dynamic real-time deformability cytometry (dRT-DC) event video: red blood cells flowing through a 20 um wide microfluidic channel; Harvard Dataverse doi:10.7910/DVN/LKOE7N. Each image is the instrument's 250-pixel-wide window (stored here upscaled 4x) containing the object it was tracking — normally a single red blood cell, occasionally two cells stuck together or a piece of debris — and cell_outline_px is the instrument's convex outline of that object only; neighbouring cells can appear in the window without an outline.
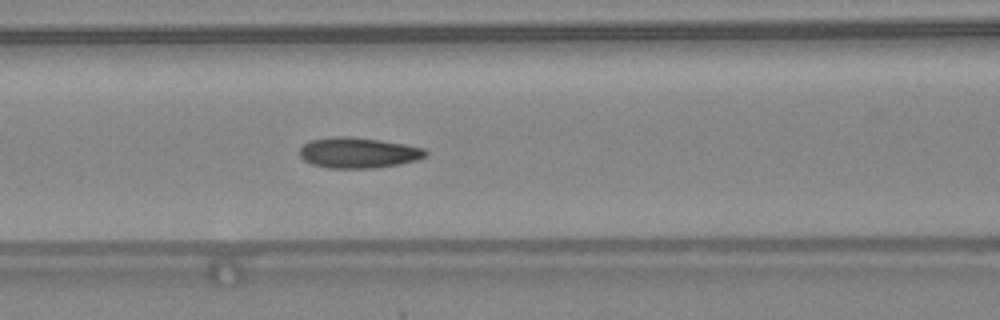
{"species": "common noctule bat (a hibernating species)", "species_latin": "Nyctalus noctula", "temperature_condition": "warm", "stored_images_in_passage": 48, "camera_frame_rate_fps": 3000, "um_per_image_px": 0.085, "animal": {"sex": "female", "body_mass_g": 24.6, "forearm_length_mm": 56.2}, "frame": {"image": 1, "passage_image": 21, "time_ms": 6.667, "image_size_px": [1000, 320], "cell_outline_px": [[428, 152], [424, 156], [416, 160], [376, 168], [328, 168], [312, 164], [304, 160], [300, 156], [300, 148], [308, 140], [332, 136], [348, 136], [380, 140], [404, 144], [424, 148]], "centroid_in_image_um": [30.41, 12.97], "position_along_channel_um": 136.2, "area_um2": 22.43}, "authors_computed_cell_mechanics": {"area_um2": 21.2993, "velocity_mm_per_s": 4.3853, "shape_relaxation_time_tau1_ms": 6.8356, "shape_relaxation_time_tau2_ms": 1.5667, "deformation_change_tau1": 0.1985, "deformation_change_tau2": 0.0857}}